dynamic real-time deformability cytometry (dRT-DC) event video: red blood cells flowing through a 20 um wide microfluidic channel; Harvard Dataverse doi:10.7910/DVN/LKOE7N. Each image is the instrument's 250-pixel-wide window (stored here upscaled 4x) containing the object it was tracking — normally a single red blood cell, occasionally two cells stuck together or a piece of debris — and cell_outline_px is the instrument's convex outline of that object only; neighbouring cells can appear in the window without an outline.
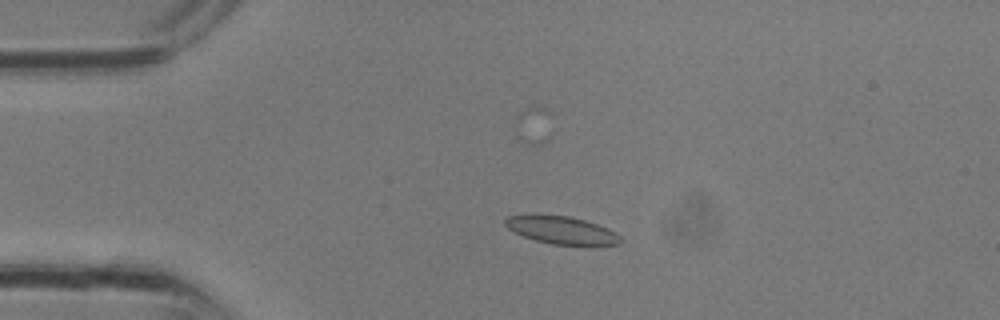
{"species": "common noctule bat (a hibernating species)", "species_latin": "Nyctalus noctula", "temperature_condition": "room temperature", "stored_images_in_passage": 32, "camera_frame_rate_fps": 3000, "um_per_image_px": 0.085, "animal": {"sex": "male", "body_mass_g": 13.3}, "frame": {"image": 1, "passage_image": 7, "time_ms": 2.0, "image_size_px": [1000, 320], "cell_outline_px": [[624, 240], [620, 244], [552, 244], [536, 240], [524, 236], [508, 228], [504, 224], [504, 220], [508, 216], [568, 216], [584, 220], [608, 228], [616, 232]], "centroid_in_image_um": [47.78, 19.57], "position_along_channel_um": 37.2, "area_um2": 17.92}}
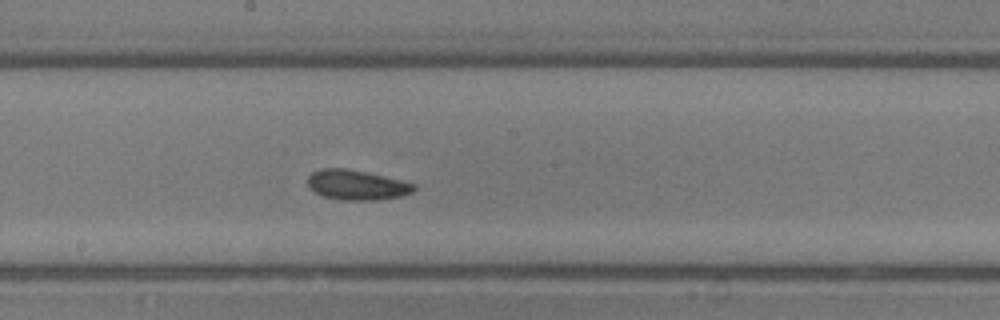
{"frame": {"image": 2, "passage_image": 17, "time_ms": 5.333, "image_size_px": [1000, 320], "cell_outline_px": [[416, 188], [412, 192], [400, 196], [380, 200], [340, 200], [324, 196], [308, 188], [308, 176], [312, 172], [320, 168], [348, 168], [368, 172], [416, 184]], "centroid_in_image_um": [30.31, 15.71], "position_along_channel_um": 217.9, "area_um2": 18.67}}
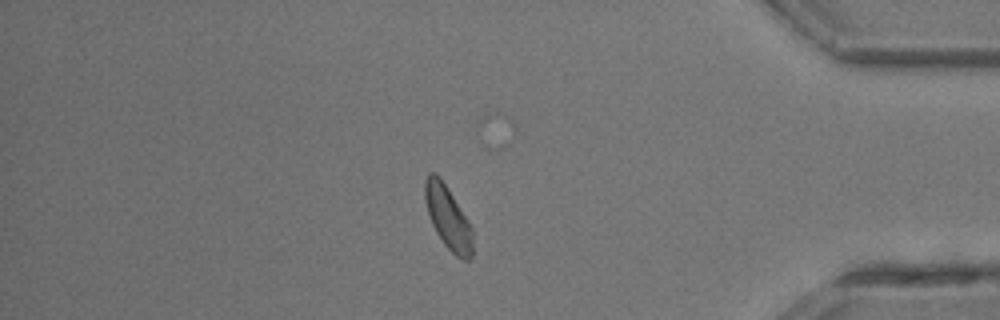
{"frame": {"image": 3, "passage_image": 27, "time_ms": 8.667, "image_size_px": [1000, 320], "cell_outline_px": [[472, 256], [468, 260], [464, 260], [456, 256], [444, 244], [436, 232], [428, 216], [424, 200], [424, 180], [428, 172], [436, 172], [440, 176], [468, 220], [472, 228]], "centroid_in_image_um": [38.04, 18.45], "position_along_channel_um": 397.2, "area_um2": 17.69}}